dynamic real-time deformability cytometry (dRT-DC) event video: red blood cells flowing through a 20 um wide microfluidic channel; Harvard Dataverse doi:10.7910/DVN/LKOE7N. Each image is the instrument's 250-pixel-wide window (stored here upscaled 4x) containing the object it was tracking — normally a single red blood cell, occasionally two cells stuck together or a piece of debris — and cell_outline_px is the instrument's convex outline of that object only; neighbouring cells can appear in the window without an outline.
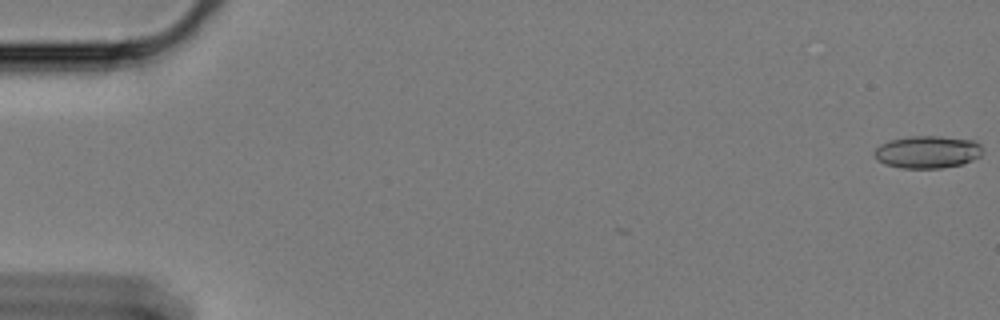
{"species": "Egyptian fruit bat (a non-hibernating species)", "species_latin": "Rousettus aegyptiacus", "temperature_condition": "cold", "stored_images_in_passage": 5, "camera_frame_rate_fps": 3000, "um_per_image_px": 0.085, "animal": {"sex": "female"}, "frame": {"image": 1, "passage_image": 1, "time_ms": 0.0, "image_size_px": [1000, 320], "cell_outline_px": [[984, 152], [980, 156], [972, 160], [960, 164], [940, 168], [900, 168], [884, 164], [876, 160], [872, 156], [872, 152], [880, 144], [892, 140], [908, 136], [940, 136], [972, 140], [980, 144]], "centroid_in_image_um": [78.79, 12.92], "position_along_channel_um": 6.2, "area_um2": 20.63}}